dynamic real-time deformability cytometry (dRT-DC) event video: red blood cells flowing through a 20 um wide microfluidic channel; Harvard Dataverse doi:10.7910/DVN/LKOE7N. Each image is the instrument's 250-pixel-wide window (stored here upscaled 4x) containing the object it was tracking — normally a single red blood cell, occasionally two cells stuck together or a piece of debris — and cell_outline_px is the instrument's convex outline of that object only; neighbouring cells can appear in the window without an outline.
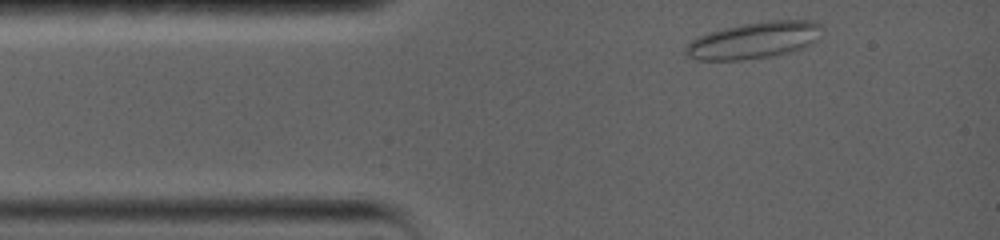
{"species": "common noctule bat (a hibernating species)", "species_latin": "Nyctalus noctula", "temperature_condition": "warm", "stored_images_in_passage": 5, "camera_frame_rate_fps": 5000, "um_per_image_px": 0.085, "animal": {"sex": "female", "body_mass_g": 19.0, "forearm_length_mm": 56.7}, "frame": {"image": 1, "passage_image": 1, "time_ms": 0.0, "image_size_px": [1000, 240], "cell_outline_px": [[824, 28], [816, 40], [812, 44], [788, 52], [772, 56], [740, 60], [696, 60], [688, 56], [684, 52], [684, 48], [692, 40], [700, 36], [724, 28], [744, 24], [768, 20], [812, 20], [820, 24]], "centroid_in_image_um": [64.12, 3.42], "position_along_channel_um": 20.9, "area_um2": 28.9}}
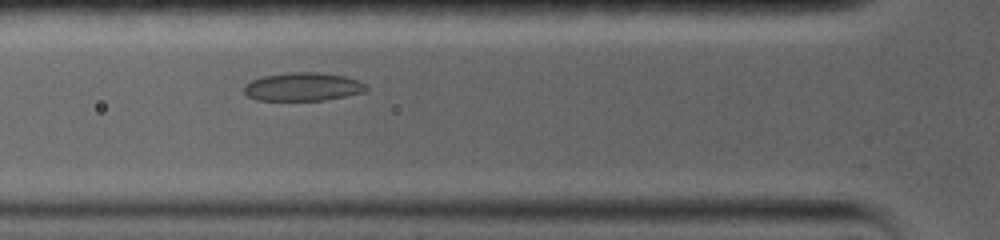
{"frame": {"image": 2, "passage_image": 4, "time_ms": 3.2, "image_size_px": [1000, 240], "cell_outline_px": [[368, 92], [324, 100], [256, 100], [248, 96], [244, 92], [244, 84], [260, 76], [288, 72], [316, 72], [344, 76], [356, 80], [364, 84], [368, 88]], "centroid_in_image_um": [25.73, 7.37], "position_along_channel_um": 100.1, "area_um2": 20.29}}
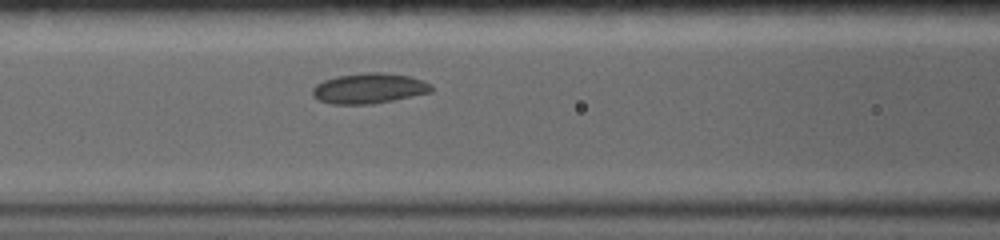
{"frame": {"image": 3, "passage_image": 5, "time_ms": 4.2, "image_size_px": [1000, 240], "cell_outline_px": [[432, 92], [372, 104], [332, 104], [316, 100], [312, 96], [312, 88], [316, 84], [324, 80], [336, 76], [368, 72], [380, 72], [408, 76], [424, 80], [432, 84]], "centroid_in_image_um": [31.34, 7.51], "position_along_channel_um": 135.3, "area_um2": 21.1}}